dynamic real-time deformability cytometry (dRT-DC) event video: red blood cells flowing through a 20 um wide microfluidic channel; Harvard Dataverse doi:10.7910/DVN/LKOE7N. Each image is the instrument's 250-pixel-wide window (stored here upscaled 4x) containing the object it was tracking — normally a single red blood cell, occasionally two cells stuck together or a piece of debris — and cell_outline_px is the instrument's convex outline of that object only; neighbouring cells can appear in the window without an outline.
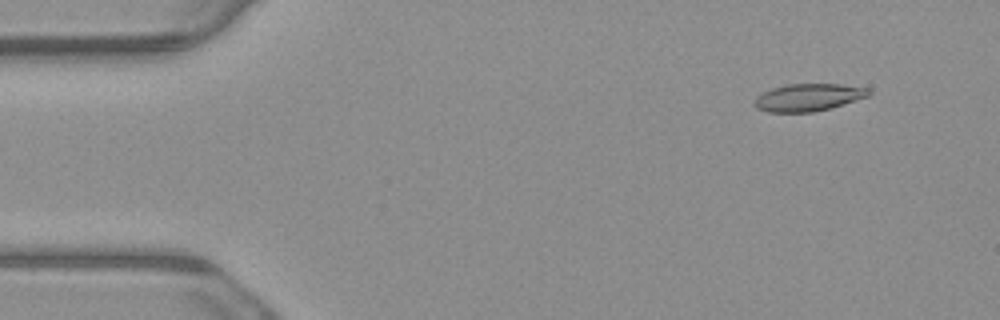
{"species": "common noctule bat (a hibernating species)", "species_latin": "Nyctalus noctula", "temperature_condition": "warm", "stored_images_in_passage": 4, "camera_frame_rate_fps": 3000, "um_per_image_px": 0.085, "animal": {"sex": "male", "body_mass_g": 23.1, "forearm_length_mm": 52.7}, "frame": {"image": 1, "passage_image": 2, "time_ms": 0.333, "image_size_px": [1000, 320], "cell_outline_px": [[872, 92], [868, 96], [832, 108], [812, 112], [768, 112], [756, 108], [756, 96], [772, 88], [788, 84], [840, 84], [868, 88]], "centroid_in_image_um": [68.73, 8.28], "position_along_channel_um": 16.3, "area_um2": 18.15}}
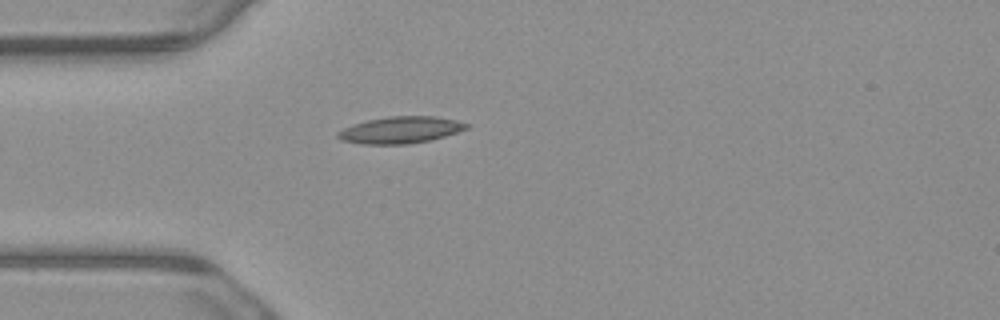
{"frame": {"image": 2, "passage_image": 4, "time_ms": 1.0, "image_size_px": [1000, 320], "cell_outline_px": [[472, 124], [468, 128], [444, 136], [428, 140], [408, 144], [360, 144], [340, 140], [336, 136], [336, 132], [352, 124], [368, 120], [388, 116], [436, 116], [456, 120]], "centroid_in_image_um": [34.02, 11.04], "position_along_channel_um": 51.0, "area_um2": 20.11}}